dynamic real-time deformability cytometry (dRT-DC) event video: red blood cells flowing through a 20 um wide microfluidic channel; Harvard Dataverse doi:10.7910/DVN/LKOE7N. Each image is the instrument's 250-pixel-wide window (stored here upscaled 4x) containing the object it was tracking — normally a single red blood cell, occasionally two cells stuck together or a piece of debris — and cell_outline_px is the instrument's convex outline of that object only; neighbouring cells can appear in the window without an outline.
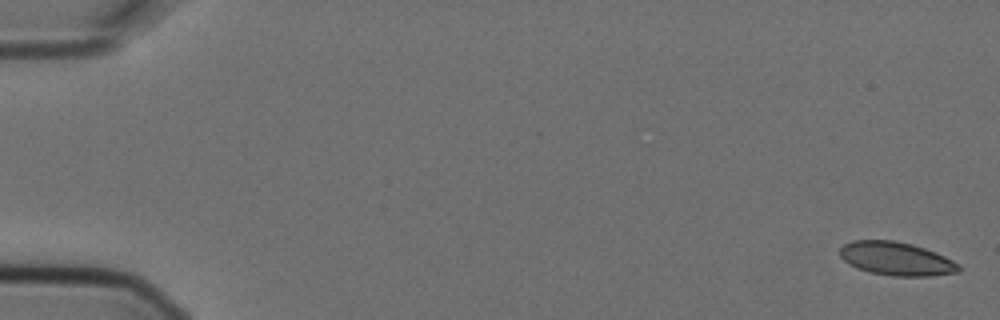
{"species": "Egyptian fruit bat (a non-hibernating species)", "species_latin": "Rousettus aegyptiacus", "temperature_condition": "cold", "stored_images_in_passage": 10, "camera_frame_rate_fps": 3000, "um_per_image_px": 0.085, "animal": {"sex": "female"}, "frame": {"image": 1, "passage_image": 1, "time_ms": 0.0, "image_size_px": [1000, 320], "cell_outline_px": [[960, 272], [928, 276], [892, 276], [872, 272], [856, 268], [848, 264], [840, 256], [840, 248], [844, 244], [852, 240], [892, 240], [912, 244], [936, 252], [960, 264]], "centroid_in_image_um": [76.18, 21.99], "position_along_channel_um": 8.8, "area_um2": 23.18}}
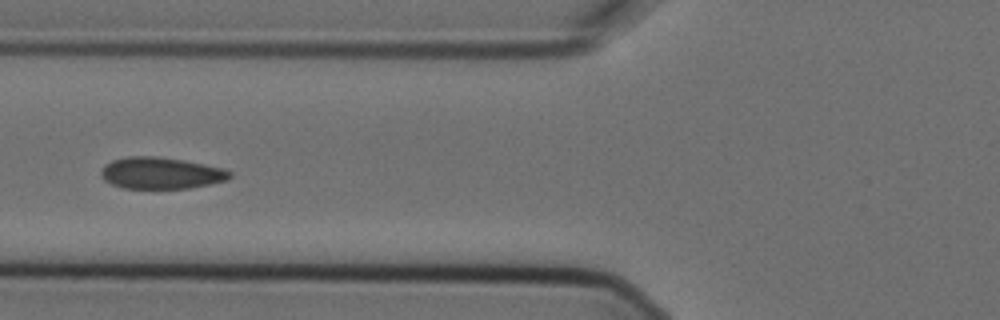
{"frame": {"image": 2, "passage_image": 6, "time_ms": 1.667, "image_size_px": [1000, 320], "cell_outline_px": [[232, 176], [228, 180], [188, 188], [124, 188], [112, 184], [104, 180], [100, 176], [100, 172], [104, 164], [112, 160], [128, 156], [156, 156], [184, 160], [224, 168], [232, 172]], "centroid_in_image_um": [13.67, 14.7], "position_along_channel_um": 112.1, "area_um2": 23.81}}
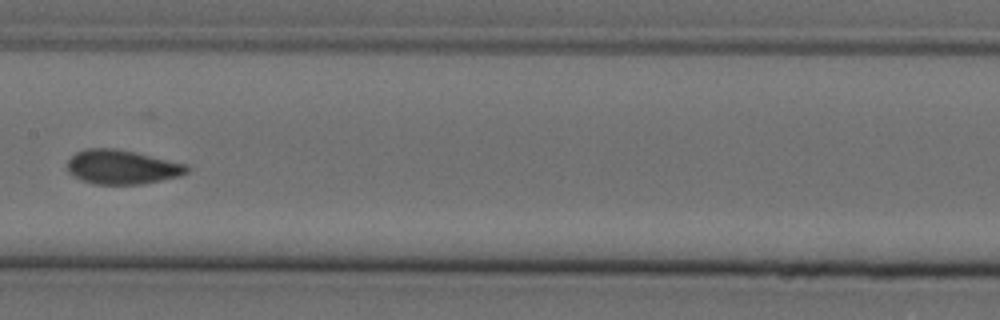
{"frame": {"image": 3, "passage_image": 8, "time_ms": 2.333, "image_size_px": [1000, 320], "cell_outline_px": [[192, 168], [188, 172], [180, 176], [144, 184], [92, 184], [80, 180], [72, 176], [64, 168], [68, 160], [76, 152], [84, 148], [116, 148], [136, 152], [188, 164]], "centroid_in_image_um": [10.36, 14.2], "position_along_channel_um": 197.0, "area_um2": 24.45}}